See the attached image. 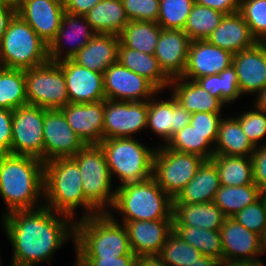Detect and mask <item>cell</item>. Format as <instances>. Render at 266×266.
Wrapping results in <instances>:
<instances>
[{
	"label": "cell",
	"mask_w": 266,
	"mask_h": 266,
	"mask_svg": "<svg viewBox=\"0 0 266 266\" xmlns=\"http://www.w3.org/2000/svg\"><path fill=\"white\" fill-rule=\"evenodd\" d=\"M18 14L49 46L56 38L65 9L62 0H16Z\"/></svg>",
	"instance_id": "obj_15"
},
{
	"label": "cell",
	"mask_w": 266,
	"mask_h": 266,
	"mask_svg": "<svg viewBox=\"0 0 266 266\" xmlns=\"http://www.w3.org/2000/svg\"><path fill=\"white\" fill-rule=\"evenodd\" d=\"M218 171L220 185L255 184L251 157L213 155L210 159Z\"/></svg>",
	"instance_id": "obj_34"
},
{
	"label": "cell",
	"mask_w": 266,
	"mask_h": 266,
	"mask_svg": "<svg viewBox=\"0 0 266 266\" xmlns=\"http://www.w3.org/2000/svg\"><path fill=\"white\" fill-rule=\"evenodd\" d=\"M147 111L148 101L104 100L103 139L137 137L145 132Z\"/></svg>",
	"instance_id": "obj_12"
},
{
	"label": "cell",
	"mask_w": 266,
	"mask_h": 266,
	"mask_svg": "<svg viewBox=\"0 0 266 266\" xmlns=\"http://www.w3.org/2000/svg\"><path fill=\"white\" fill-rule=\"evenodd\" d=\"M239 12L258 42H266V0H240Z\"/></svg>",
	"instance_id": "obj_43"
},
{
	"label": "cell",
	"mask_w": 266,
	"mask_h": 266,
	"mask_svg": "<svg viewBox=\"0 0 266 266\" xmlns=\"http://www.w3.org/2000/svg\"><path fill=\"white\" fill-rule=\"evenodd\" d=\"M251 103L255 108L266 112V86L253 97Z\"/></svg>",
	"instance_id": "obj_57"
},
{
	"label": "cell",
	"mask_w": 266,
	"mask_h": 266,
	"mask_svg": "<svg viewBox=\"0 0 266 266\" xmlns=\"http://www.w3.org/2000/svg\"><path fill=\"white\" fill-rule=\"evenodd\" d=\"M119 35L96 33L72 58L77 64L98 73L118 62Z\"/></svg>",
	"instance_id": "obj_26"
},
{
	"label": "cell",
	"mask_w": 266,
	"mask_h": 266,
	"mask_svg": "<svg viewBox=\"0 0 266 266\" xmlns=\"http://www.w3.org/2000/svg\"><path fill=\"white\" fill-rule=\"evenodd\" d=\"M194 0H160L157 24L162 29L184 30Z\"/></svg>",
	"instance_id": "obj_41"
},
{
	"label": "cell",
	"mask_w": 266,
	"mask_h": 266,
	"mask_svg": "<svg viewBox=\"0 0 266 266\" xmlns=\"http://www.w3.org/2000/svg\"><path fill=\"white\" fill-rule=\"evenodd\" d=\"M118 61L134 73L149 80L159 91H166L170 79L161 70L154 55L119 45Z\"/></svg>",
	"instance_id": "obj_31"
},
{
	"label": "cell",
	"mask_w": 266,
	"mask_h": 266,
	"mask_svg": "<svg viewBox=\"0 0 266 266\" xmlns=\"http://www.w3.org/2000/svg\"><path fill=\"white\" fill-rule=\"evenodd\" d=\"M229 114L226 116L225 112L221 119L214 155L251 157L256 147L244 133L239 120L234 114Z\"/></svg>",
	"instance_id": "obj_29"
},
{
	"label": "cell",
	"mask_w": 266,
	"mask_h": 266,
	"mask_svg": "<svg viewBox=\"0 0 266 266\" xmlns=\"http://www.w3.org/2000/svg\"><path fill=\"white\" fill-rule=\"evenodd\" d=\"M44 206L74 221L100 213L84 196L81 172L72 157L44 163Z\"/></svg>",
	"instance_id": "obj_3"
},
{
	"label": "cell",
	"mask_w": 266,
	"mask_h": 266,
	"mask_svg": "<svg viewBox=\"0 0 266 266\" xmlns=\"http://www.w3.org/2000/svg\"><path fill=\"white\" fill-rule=\"evenodd\" d=\"M223 262L209 256L202 255L200 258H198L197 262L193 263L189 266H222Z\"/></svg>",
	"instance_id": "obj_58"
},
{
	"label": "cell",
	"mask_w": 266,
	"mask_h": 266,
	"mask_svg": "<svg viewBox=\"0 0 266 266\" xmlns=\"http://www.w3.org/2000/svg\"><path fill=\"white\" fill-rule=\"evenodd\" d=\"M163 92L165 93V91H158L148 100L146 131L157 137L159 142L156 147L166 145L174 134L173 96L171 93L166 96L165 93L164 98Z\"/></svg>",
	"instance_id": "obj_30"
},
{
	"label": "cell",
	"mask_w": 266,
	"mask_h": 266,
	"mask_svg": "<svg viewBox=\"0 0 266 266\" xmlns=\"http://www.w3.org/2000/svg\"><path fill=\"white\" fill-rule=\"evenodd\" d=\"M0 224L12 247L9 266L52 264L58 249L69 243L75 248V221L45 206L12 211Z\"/></svg>",
	"instance_id": "obj_1"
},
{
	"label": "cell",
	"mask_w": 266,
	"mask_h": 266,
	"mask_svg": "<svg viewBox=\"0 0 266 266\" xmlns=\"http://www.w3.org/2000/svg\"><path fill=\"white\" fill-rule=\"evenodd\" d=\"M173 232L184 242L198 249L202 255L213 257L223 262V247L219 230L173 225Z\"/></svg>",
	"instance_id": "obj_37"
},
{
	"label": "cell",
	"mask_w": 266,
	"mask_h": 266,
	"mask_svg": "<svg viewBox=\"0 0 266 266\" xmlns=\"http://www.w3.org/2000/svg\"><path fill=\"white\" fill-rule=\"evenodd\" d=\"M232 218L260 236L266 231V209L261 197L237 212Z\"/></svg>",
	"instance_id": "obj_44"
},
{
	"label": "cell",
	"mask_w": 266,
	"mask_h": 266,
	"mask_svg": "<svg viewBox=\"0 0 266 266\" xmlns=\"http://www.w3.org/2000/svg\"><path fill=\"white\" fill-rule=\"evenodd\" d=\"M224 15L218 10L195 3L183 31L191 40H206L219 26Z\"/></svg>",
	"instance_id": "obj_39"
},
{
	"label": "cell",
	"mask_w": 266,
	"mask_h": 266,
	"mask_svg": "<svg viewBox=\"0 0 266 266\" xmlns=\"http://www.w3.org/2000/svg\"><path fill=\"white\" fill-rule=\"evenodd\" d=\"M195 3L218 10L223 14H232L239 11L240 0H194Z\"/></svg>",
	"instance_id": "obj_51"
},
{
	"label": "cell",
	"mask_w": 266,
	"mask_h": 266,
	"mask_svg": "<svg viewBox=\"0 0 266 266\" xmlns=\"http://www.w3.org/2000/svg\"><path fill=\"white\" fill-rule=\"evenodd\" d=\"M0 252H1V250H0ZM2 255H1V253H0V266H3V262H2V257H1Z\"/></svg>",
	"instance_id": "obj_61"
},
{
	"label": "cell",
	"mask_w": 266,
	"mask_h": 266,
	"mask_svg": "<svg viewBox=\"0 0 266 266\" xmlns=\"http://www.w3.org/2000/svg\"><path fill=\"white\" fill-rule=\"evenodd\" d=\"M84 17L100 34L119 35L129 22L122 0H101Z\"/></svg>",
	"instance_id": "obj_32"
},
{
	"label": "cell",
	"mask_w": 266,
	"mask_h": 266,
	"mask_svg": "<svg viewBox=\"0 0 266 266\" xmlns=\"http://www.w3.org/2000/svg\"><path fill=\"white\" fill-rule=\"evenodd\" d=\"M220 186L215 164L211 160H204L197 169L195 176L173 199V203L196 204L212 202Z\"/></svg>",
	"instance_id": "obj_27"
},
{
	"label": "cell",
	"mask_w": 266,
	"mask_h": 266,
	"mask_svg": "<svg viewBox=\"0 0 266 266\" xmlns=\"http://www.w3.org/2000/svg\"><path fill=\"white\" fill-rule=\"evenodd\" d=\"M249 106L252 107H243L240 113L239 111L236 112L235 117L239 120L244 133L255 147L266 145V112L255 108L253 105Z\"/></svg>",
	"instance_id": "obj_42"
},
{
	"label": "cell",
	"mask_w": 266,
	"mask_h": 266,
	"mask_svg": "<svg viewBox=\"0 0 266 266\" xmlns=\"http://www.w3.org/2000/svg\"><path fill=\"white\" fill-rule=\"evenodd\" d=\"M158 256L167 266H189L197 262L202 253L172 231Z\"/></svg>",
	"instance_id": "obj_40"
},
{
	"label": "cell",
	"mask_w": 266,
	"mask_h": 266,
	"mask_svg": "<svg viewBox=\"0 0 266 266\" xmlns=\"http://www.w3.org/2000/svg\"><path fill=\"white\" fill-rule=\"evenodd\" d=\"M16 14V2L10 0H0V41L6 28Z\"/></svg>",
	"instance_id": "obj_54"
},
{
	"label": "cell",
	"mask_w": 266,
	"mask_h": 266,
	"mask_svg": "<svg viewBox=\"0 0 266 266\" xmlns=\"http://www.w3.org/2000/svg\"><path fill=\"white\" fill-rule=\"evenodd\" d=\"M107 213L122 224L173 219V199L150 177L117 188L113 206Z\"/></svg>",
	"instance_id": "obj_4"
},
{
	"label": "cell",
	"mask_w": 266,
	"mask_h": 266,
	"mask_svg": "<svg viewBox=\"0 0 266 266\" xmlns=\"http://www.w3.org/2000/svg\"><path fill=\"white\" fill-rule=\"evenodd\" d=\"M266 254V231L261 235L260 240V256H265Z\"/></svg>",
	"instance_id": "obj_59"
},
{
	"label": "cell",
	"mask_w": 266,
	"mask_h": 266,
	"mask_svg": "<svg viewBox=\"0 0 266 266\" xmlns=\"http://www.w3.org/2000/svg\"><path fill=\"white\" fill-rule=\"evenodd\" d=\"M25 80L28 104L51 110L69 103L65 76L57 62L26 69Z\"/></svg>",
	"instance_id": "obj_10"
},
{
	"label": "cell",
	"mask_w": 266,
	"mask_h": 266,
	"mask_svg": "<svg viewBox=\"0 0 266 266\" xmlns=\"http://www.w3.org/2000/svg\"><path fill=\"white\" fill-rule=\"evenodd\" d=\"M95 34L84 16L65 12L57 36L48 46L49 61L72 59Z\"/></svg>",
	"instance_id": "obj_16"
},
{
	"label": "cell",
	"mask_w": 266,
	"mask_h": 266,
	"mask_svg": "<svg viewBox=\"0 0 266 266\" xmlns=\"http://www.w3.org/2000/svg\"><path fill=\"white\" fill-rule=\"evenodd\" d=\"M26 104L25 70L0 67V108L13 111Z\"/></svg>",
	"instance_id": "obj_38"
},
{
	"label": "cell",
	"mask_w": 266,
	"mask_h": 266,
	"mask_svg": "<svg viewBox=\"0 0 266 266\" xmlns=\"http://www.w3.org/2000/svg\"><path fill=\"white\" fill-rule=\"evenodd\" d=\"M260 197L262 201L264 202L265 209H266V192H261Z\"/></svg>",
	"instance_id": "obj_60"
},
{
	"label": "cell",
	"mask_w": 266,
	"mask_h": 266,
	"mask_svg": "<svg viewBox=\"0 0 266 266\" xmlns=\"http://www.w3.org/2000/svg\"><path fill=\"white\" fill-rule=\"evenodd\" d=\"M232 65L237 72L241 95L254 97L266 86V42H257L235 53Z\"/></svg>",
	"instance_id": "obj_19"
},
{
	"label": "cell",
	"mask_w": 266,
	"mask_h": 266,
	"mask_svg": "<svg viewBox=\"0 0 266 266\" xmlns=\"http://www.w3.org/2000/svg\"><path fill=\"white\" fill-rule=\"evenodd\" d=\"M75 258H116L133 253L126 226L108 213L75 221Z\"/></svg>",
	"instance_id": "obj_5"
},
{
	"label": "cell",
	"mask_w": 266,
	"mask_h": 266,
	"mask_svg": "<svg viewBox=\"0 0 266 266\" xmlns=\"http://www.w3.org/2000/svg\"><path fill=\"white\" fill-rule=\"evenodd\" d=\"M191 41L183 30L161 29L154 56L170 80L184 74Z\"/></svg>",
	"instance_id": "obj_21"
},
{
	"label": "cell",
	"mask_w": 266,
	"mask_h": 266,
	"mask_svg": "<svg viewBox=\"0 0 266 266\" xmlns=\"http://www.w3.org/2000/svg\"><path fill=\"white\" fill-rule=\"evenodd\" d=\"M227 217L212 201L208 203H173V225L220 230Z\"/></svg>",
	"instance_id": "obj_28"
},
{
	"label": "cell",
	"mask_w": 266,
	"mask_h": 266,
	"mask_svg": "<svg viewBox=\"0 0 266 266\" xmlns=\"http://www.w3.org/2000/svg\"><path fill=\"white\" fill-rule=\"evenodd\" d=\"M59 110L85 145H99L102 142L104 100L85 104L68 103Z\"/></svg>",
	"instance_id": "obj_18"
},
{
	"label": "cell",
	"mask_w": 266,
	"mask_h": 266,
	"mask_svg": "<svg viewBox=\"0 0 266 266\" xmlns=\"http://www.w3.org/2000/svg\"><path fill=\"white\" fill-rule=\"evenodd\" d=\"M196 82L200 84L209 94L218 98L222 102V84L221 76L219 74L198 78Z\"/></svg>",
	"instance_id": "obj_53"
},
{
	"label": "cell",
	"mask_w": 266,
	"mask_h": 266,
	"mask_svg": "<svg viewBox=\"0 0 266 266\" xmlns=\"http://www.w3.org/2000/svg\"><path fill=\"white\" fill-rule=\"evenodd\" d=\"M72 158L81 172L84 196L100 213H107L113 206L117 188L101 147L85 145Z\"/></svg>",
	"instance_id": "obj_8"
},
{
	"label": "cell",
	"mask_w": 266,
	"mask_h": 266,
	"mask_svg": "<svg viewBox=\"0 0 266 266\" xmlns=\"http://www.w3.org/2000/svg\"><path fill=\"white\" fill-rule=\"evenodd\" d=\"M204 160L199 155L171 150L165 145L156 147L152 177L166 194L175 199Z\"/></svg>",
	"instance_id": "obj_9"
},
{
	"label": "cell",
	"mask_w": 266,
	"mask_h": 266,
	"mask_svg": "<svg viewBox=\"0 0 266 266\" xmlns=\"http://www.w3.org/2000/svg\"><path fill=\"white\" fill-rule=\"evenodd\" d=\"M122 4L129 20L157 22L160 0H122Z\"/></svg>",
	"instance_id": "obj_45"
},
{
	"label": "cell",
	"mask_w": 266,
	"mask_h": 266,
	"mask_svg": "<svg viewBox=\"0 0 266 266\" xmlns=\"http://www.w3.org/2000/svg\"><path fill=\"white\" fill-rule=\"evenodd\" d=\"M0 197L6 208L0 217L44 206V162L33 156L1 154Z\"/></svg>",
	"instance_id": "obj_2"
},
{
	"label": "cell",
	"mask_w": 266,
	"mask_h": 266,
	"mask_svg": "<svg viewBox=\"0 0 266 266\" xmlns=\"http://www.w3.org/2000/svg\"><path fill=\"white\" fill-rule=\"evenodd\" d=\"M135 266H167L158 255L139 256Z\"/></svg>",
	"instance_id": "obj_56"
},
{
	"label": "cell",
	"mask_w": 266,
	"mask_h": 266,
	"mask_svg": "<svg viewBox=\"0 0 266 266\" xmlns=\"http://www.w3.org/2000/svg\"><path fill=\"white\" fill-rule=\"evenodd\" d=\"M43 141L44 163L58 157H73L85 146L59 109H45Z\"/></svg>",
	"instance_id": "obj_14"
},
{
	"label": "cell",
	"mask_w": 266,
	"mask_h": 266,
	"mask_svg": "<svg viewBox=\"0 0 266 266\" xmlns=\"http://www.w3.org/2000/svg\"><path fill=\"white\" fill-rule=\"evenodd\" d=\"M260 190L256 184L244 186H223L216 192L213 202L228 218L246 208L260 198Z\"/></svg>",
	"instance_id": "obj_36"
},
{
	"label": "cell",
	"mask_w": 266,
	"mask_h": 266,
	"mask_svg": "<svg viewBox=\"0 0 266 266\" xmlns=\"http://www.w3.org/2000/svg\"><path fill=\"white\" fill-rule=\"evenodd\" d=\"M218 134H203L188 124L173 134L165 145L168 149L178 152L196 154L210 160L214 155V145Z\"/></svg>",
	"instance_id": "obj_33"
},
{
	"label": "cell",
	"mask_w": 266,
	"mask_h": 266,
	"mask_svg": "<svg viewBox=\"0 0 266 266\" xmlns=\"http://www.w3.org/2000/svg\"><path fill=\"white\" fill-rule=\"evenodd\" d=\"M206 40L233 54L248 49L258 42L239 11L225 14L219 26Z\"/></svg>",
	"instance_id": "obj_25"
},
{
	"label": "cell",
	"mask_w": 266,
	"mask_h": 266,
	"mask_svg": "<svg viewBox=\"0 0 266 266\" xmlns=\"http://www.w3.org/2000/svg\"><path fill=\"white\" fill-rule=\"evenodd\" d=\"M234 54L210 44L207 40H192L186 69L182 78H198L220 74L233 64Z\"/></svg>",
	"instance_id": "obj_20"
},
{
	"label": "cell",
	"mask_w": 266,
	"mask_h": 266,
	"mask_svg": "<svg viewBox=\"0 0 266 266\" xmlns=\"http://www.w3.org/2000/svg\"><path fill=\"white\" fill-rule=\"evenodd\" d=\"M132 252L137 256L159 255L173 231V219L129 221L124 224Z\"/></svg>",
	"instance_id": "obj_22"
},
{
	"label": "cell",
	"mask_w": 266,
	"mask_h": 266,
	"mask_svg": "<svg viewBox=\"0 0 266 266\" xmlns=\"http://www.w3.org/2000/svg\"><path fill=\"white\" fill-rule=\"evenodd\" d=\"M255 184L266 192V145L256 147L251 156Z\"/></svg>",
	"instance_id": "obj_49"
},
{
	"label": "cell",
	"mask_w": 266,
	"mask_h": 266,
	"mask_svg": "<svg viewBox=\"0 0 266 266\" xmlns=\"http://www.w3.org/2000/svg\"><path fill=\"white\" fill-rule=\"evenodd\" d=\"M223 113L196 112L192 114L191 126L203 134H218Z\"/></svg>",
	"instance_id": "obj_47"
},
{
	"label": "cell",
	"mask_w": 266,
	"mask_h": 266,
	"mask_svg": "<svg viewBox=\"0 0 266 266\" xmlns=\"http://www.w3.org/2000/svg\"><path fill=\"white\" fill-rule=\"evenodd\" d=\"M13 111L0 108V155L11 154Z\"/></svg>",
	"instance_id": "obj_50"
},
{
	"label": "cell",
	"mask_w": 266,
	"mask_h": 266,
	"mask_svg": "<svg viewBox=\"0 0 266 266\" xmlns=\"http://www.w3.org/2000/svg\"><path fill=\"white\" fill-rule=\"evenodd\" d=\"M103 82L107 100L148 101L159 91L149 80L129 70L119 61L105 70Z\"/></svg>",
	"instance_id": "obj_13"
},
{
	"label": "cell",
	"mask_w": 266,
	"mask_h": 266,
	"mask_svg": "<svg viewBox=\"0 0 266 266\" xmlns=\"http://www.w3.org/2000/svg\"><path fill=\"white\" fill-rule=\"evenodd\" d=\"M99 146L116 188L152 177L155 144L152 147L137 137H123L103 139Z\"/></svg>",
	"instance_id": "obj_6"
},
{
	"label": "cell",
	"mask_w": 266,
	"mask_h": 266,
	"mask_svg": "<svg viewBox=\"0 0 266 266\" xmlns=\"http://www.w3.org/2000/svg\"><path fill=\"white\" fill-rule=\"evenodd\" d=\"M222 84V103L228 108L236 104L242 95L239 89V82L236 69L233 65L223 70L220 74Z\"/></svg>",
	"instance_id": "obj_46"
},
{
	"label": "cell",
	"mask_w": 266,
	"mask_h": 266,
	"mask_svg": "<svg viewBox=\"0 0 266 266\" xmlns=\"http://www.w3.org/2000/svg\"><path fill=\"white\" fill-rule=\"evenodd\" d=\"M219 232L223 247V262L261 257V236L248 230L232 217L225 219Z\"/></svg>",
	"instance_id": "obj_23"
},
{
	"label": "cell",
	"mask_w": 266,
	"mask_h": 266,
	"mask_svg": "<svg viewBox=\"0 0 266 266\" xmlns=\"http://www.w3.org/2000/svg\"><path fill=\"white\" fill-rule=\"evenodd\" d=\"M174 133L190 124L192 114L184 109L173 97Z\"/></svg>",
	"instance_id": "obj_55"
},
{
	"label": "cell",
	"mask_w": 266,
	"mask_h": 266,
	"mask_svg": "<svg viewBox=\"0 0 266 266\" xmlns=\"http://www.w3.org/2000/svg\"><path fill=\"white\" fill-rule=\"evenodd\" d=\"M48 61V45L15 14L0 41V67L26 70Z\"/></svg>",
	"instance_id": "obj_7"
},
{
	"label": "cell",
	"mask_w": 266,
	"mask_h": 266,
	"mask_svg": "<svg viewBox=\"0 0 266 266\" xmlns=\"http://www.w3.org/2000/svg\"><path fill=\"white\" fill-rule=\"evenodd\" d=\"M45 109L26 104L13 110L11 154L27 155L44 162Z\"/></svg>",
	"instance_id": "obj_11"
},
{
	"label": "cell",
	"mask_w": 266,
	"mask_h": 266,
	"mask_svg": "<svg viewBox=\"0 0 266 266\" xmlns=\"http://www.w3.org/2000/svg\"><path fill=\"white\" fill-rule=\"evenodd\" d=\"M166 92H170L184 109L191 114L196 112L223 113L226 106L216 97L209 94L195 80L182 77L170 80Z\"/></svg>",
	"instance_id": "obj_24"
},
{
	"label": "cell",
	"mask_w": 266,
	"mask_h": 266,
	"mask_svg": "<svg viewBox=\"0 0 266 266\" xmlns=\"http://www.w3.org/2000/svg\"><path fill=\"white\" fill-rule=\"evenodd\" d=\"M63 70L69 103H92L106 100L103 74L80 66L73 59L57 62Z\"/></svg>",
	"instance_id": "obj_17"
},
{
	"label": "cell",
	"mask_w": 266,
	"mask_h": 266,
	"mask_svg": "<svg viewBox=\"0 0 266 266\" xmlns=\"http://www.w3.org/2000/svg\"><path fill=\"white\" fill-rule=\"evenodd\" d=\"M73 266H135L137 256L134 253L116 258H74Z\"/></svg>",
	"instance_id": "obj_48"
},
{
	"label": "cell",
	"mask_w": 266,
	"mask_h": 266,
	"mask_svg": "<svg viewBox=\"0 0 266 266\" xmlns=\"http://www.w3.org/2000/svg\"><path fill=\"white\" fill-rule=\"evenodd\" d=\"M161 29L154 21L129 20L119 34L120 44L133 50L154 55Z\"/></svg>",
	"instance_id": "obj_35"
},
{
	"label": "cell",
	"mask_w": 266,
	"mask_h": 266,
	"mask_svg": "<svg viewBox=\"0 0 266 266\" xmlns=\"http://www.w3.org/2000/svg\"><path fill=\"white\" fill-rule=\"evenodd\" d=\"M65 12L86 15L101 0H62Z\"/></svg>",
	"instance_id": "obj_52"
}]
</instances>
